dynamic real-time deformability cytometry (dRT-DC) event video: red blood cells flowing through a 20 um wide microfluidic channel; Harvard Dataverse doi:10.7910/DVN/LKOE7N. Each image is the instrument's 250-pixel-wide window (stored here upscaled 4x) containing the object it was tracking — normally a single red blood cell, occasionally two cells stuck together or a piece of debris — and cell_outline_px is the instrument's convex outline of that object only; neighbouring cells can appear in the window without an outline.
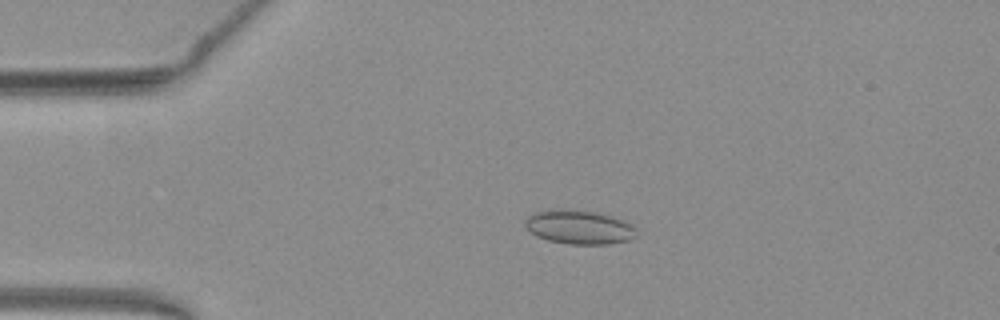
{"species": "common noctule bat (a hibernating species)", "species_latin": "Nyctalus noctula", "temperature_condition": "warm", "stored_images_in_passage": 53, "camera_frame_rate_fps": 3000, "um_per_image_px": 0.085, "animal": {"sex": "female", "body_mass_g": 19.3, "forearm_length_mm": 54.1}, "frame": {"image": 1, "passage_image": 12, "time_ms": 3.667, "image_size_px": [1000, 320], "cell_outline_px": [[636, 236], [628, 240], [608, 244], [568, 244], [548, 240], [536, 236], [524, 224], [524, 220], [528, 216], [536, 212], [596, 212], [632, 224], [636, 228]], "centroid_in_image_um": [49.26, 19.36], "position_along_channel_um": 35.7, "area_um2": 20.98}}
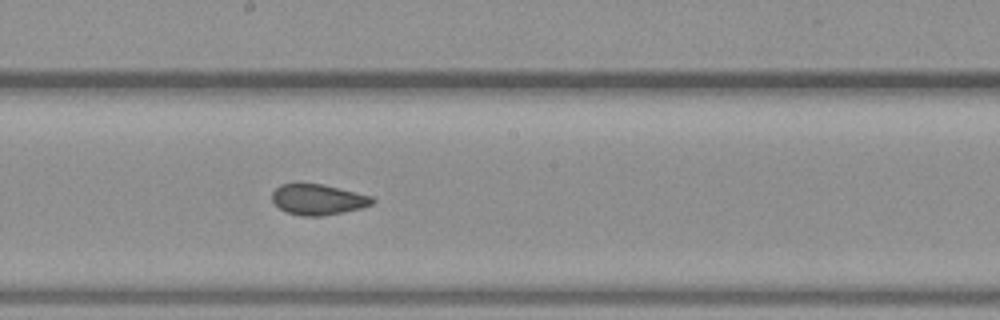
{"frame": {"image": 2, "passage_image": 29, "time_ms": 9.333, "image_size_px": [1000, 320], "cell_outline_px": [[376, 200], [372, 204], [360, 208], [344, 212], [324, 216], [300, 216], [288, 212], [280, 208], [272, 200], [272, 192], [280, 184], [324, 184], [372, 196]], "centroid_in_image_um": [27.05, 16.96], "position_along_channel_um": 221.2, "area_um2": 17.86}}
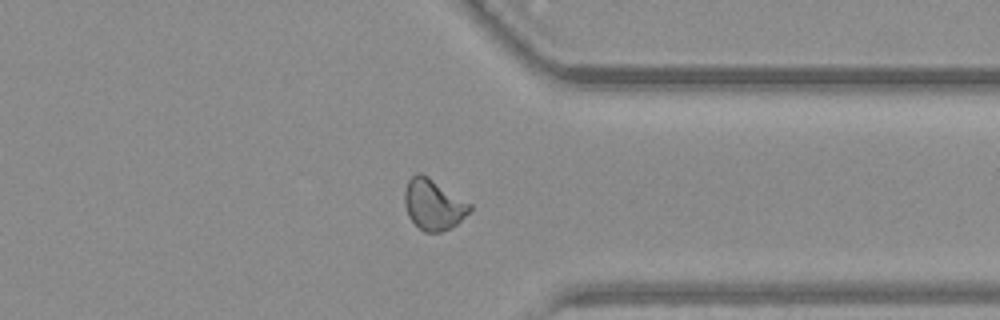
{"frame": {"image": 3, "passage_image": 41, "time_ms": 13.333, "image_size_px": [1000, 320], "cell_outline_px": [[472, 208], [456, 224], [440, 232], [424, 232], [408, 216], [404, 204], [404, 192], [408, 180], [416, 172], [420, 172], [428, 176], [472, 204]], "centroid_in_image_um": [36.81, 17.36], "position_along_channel_um": 374.6, "area_um2": 19.13}, "authors_computed_cell_mechanics": {"area_um2": 19.1318, "velocity_mm_per_s": 3.9391, "shape_relaxation_time_tau1_ms": null, "shape_relaxation_time_tau2_ms": 1.4549, "deformation_change_tau1": null, "deformation_change_tau2": 0.0631}}